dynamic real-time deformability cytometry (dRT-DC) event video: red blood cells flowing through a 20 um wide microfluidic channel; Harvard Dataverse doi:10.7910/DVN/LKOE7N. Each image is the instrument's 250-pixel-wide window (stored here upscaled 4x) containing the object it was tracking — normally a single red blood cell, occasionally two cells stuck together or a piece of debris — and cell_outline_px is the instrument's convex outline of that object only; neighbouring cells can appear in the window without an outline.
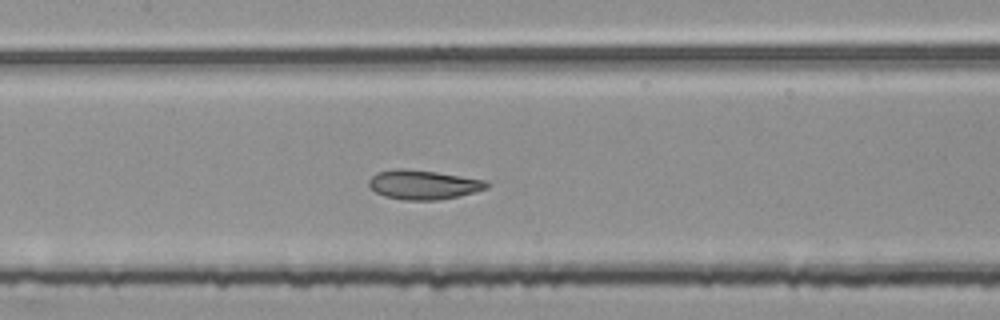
{"species": "common noctule bat (a hibernating species)", "species_latin": "Nyctalus noctula", "temperature_condition": "room temperature", "stored_images_in_passage": 49, "segment_of_instrument_passage": [2, 2], "camera_frame_rate_fps": 3000, "um_per_image_px": 0.085, "animal": {"sex": "female", "body_mass_g": 25.1}, "frame": {"image": 1, "passage_image": 23, "time_ms": 7.333, "image_size_px": [1000, 320], "cell_outline_px": [[488, 188], [440, 200], [404, 200], [384, 196], [376, 192], [368, 184], [368, 180], [372, 176], [380, 172], [400, 168], [436, 172], [488, 180]], "centroid_in_image_um": [35.99, 15.7], "position_along_channel_um": 171.4, "area_um2": 19.88}}
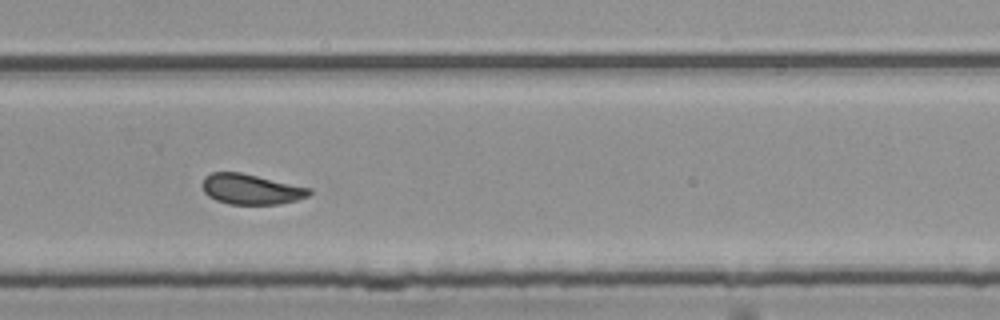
{"frame": {"image": 2, "passage_image": 34, "time_ms": 11.0, "image_size_px": [1000, 320], "cell_outline_px": [[312, 192], [308, 196], [296, 200], [280, 204], [228, 204], [216, 200], [208, 196], [204, 192], [200, 184], [204, 176], [212, 172], [240, 172], [312, 188]], "centroid_in_image_um": [21.31, 16.08], "position_along_channel_um": 308.5, "area_um2": 19.07}}
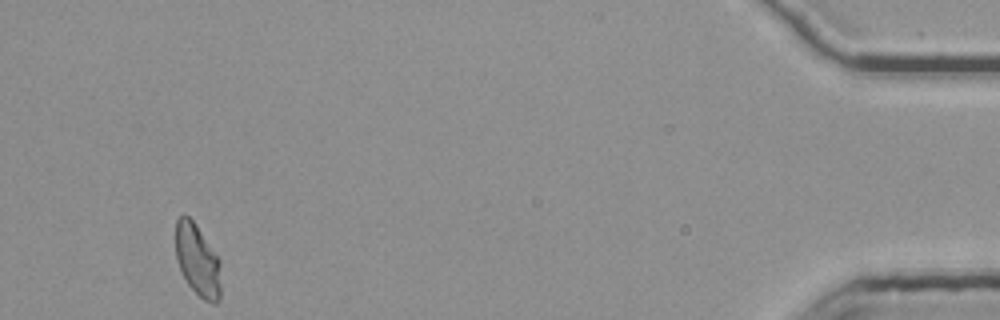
{"frame": {"image": 3, "passage_image": 49, "time_ms": 16.0, "image_size_px": [1000, 320], "cell_outline_px": [[220, 300], [216, 304], [212, 304], [204, 300], [188, 284], [176, 260], [176, 220], [184, 212], [196, 224], [220, 260]], "centroid_in_image_um": [16.8, 22.11], "position_along_channel_um": 418.4, "area_um2": 18.96}}